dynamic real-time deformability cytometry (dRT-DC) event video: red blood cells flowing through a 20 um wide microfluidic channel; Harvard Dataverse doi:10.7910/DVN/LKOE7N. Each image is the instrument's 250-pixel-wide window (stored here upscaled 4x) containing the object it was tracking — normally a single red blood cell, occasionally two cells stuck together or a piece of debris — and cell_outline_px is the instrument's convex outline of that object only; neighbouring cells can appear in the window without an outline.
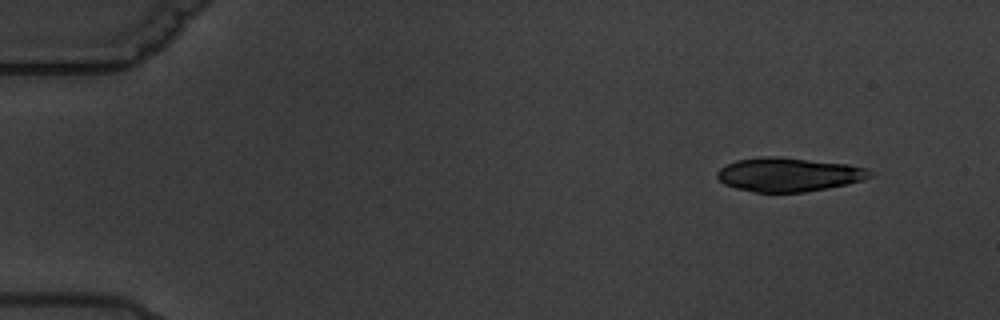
{"species": "common noctule bat (a hibernating species)", "species_latin": "Nyctalus noctula", "temperature_condition": "warm", "stored_images_in_passage": 7, "camera_frame_rate_fps": 3000, "um_per_image_px": 0.085, "animal": {"sex": "male", "body_mass_g": 19.5, "forearm_length_mm": 54.6}, "frame": {"image": 1, "passage_image": 1, "time_ms": 0.0, "image_size_px": [1000, 320], "cell_outline_px": [[872, 176], [848, 184], [828, 188], [804, 192], [756, 192], [736, 188], [724, 184], [716, 176], [716, 172], [720, 168], [736, 160], [760, 156], [776, 156], [848, 164], [868, 168], [872, 172]], "centroid_in_image_um": [67.03, 14.83], "position_along_channel_um": 18.0, "area_um2": 30.17}}